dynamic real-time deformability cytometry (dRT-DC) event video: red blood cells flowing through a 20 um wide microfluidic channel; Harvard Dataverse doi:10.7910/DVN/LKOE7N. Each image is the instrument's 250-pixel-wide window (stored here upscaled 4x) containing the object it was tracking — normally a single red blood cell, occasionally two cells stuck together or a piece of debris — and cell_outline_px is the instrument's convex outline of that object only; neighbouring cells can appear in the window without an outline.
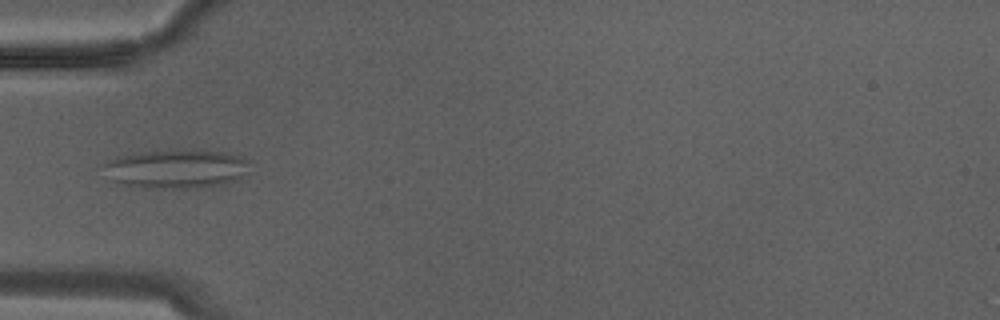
{"species": "Egyptian fruit bat (a non-hibernating species)", "species_latin": "Rousettus aegyptiacus", "temperature_condition": "warm", "stored_images_in_passage": 12, "camera_frame_rate_fps": 3000, "um_per_image_px": 0.085, "animal": {"sex": "male"}, "frame": {"image": 1, "passage_image": 9, "time_ms": 2.667, "image_size_px": [1000, 320], "cell_outline_px": [[248, 160], [244, 172], [236, 180], [220, 184], [200, 188], [144, 188], [124, 184], [112, 180], [100, 164], [116, 156], [144, 152], [220, 152], [240, 156]], "centroid_in_image_um": [14.89, 14.39], "position_along_channel_um": 70.1, "area_um2": 32.02}}